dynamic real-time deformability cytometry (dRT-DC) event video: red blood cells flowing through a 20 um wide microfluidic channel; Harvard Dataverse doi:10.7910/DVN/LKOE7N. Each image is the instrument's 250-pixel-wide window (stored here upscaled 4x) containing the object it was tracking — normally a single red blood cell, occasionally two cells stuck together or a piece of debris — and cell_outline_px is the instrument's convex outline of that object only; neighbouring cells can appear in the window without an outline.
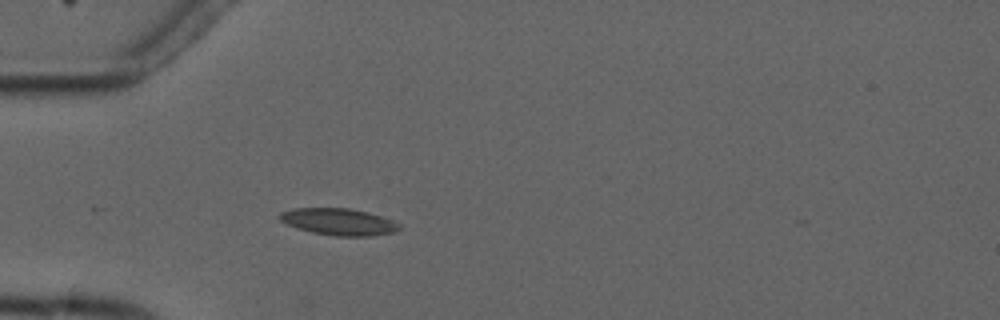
{"species": "common noctule bat (a hibernating species)", "species_latin": "Nyctalus noctula", "temperature_condition": "cold", "stored_images_in_passage": 3, "camera_frame_rate_fps": 3000, "um_per_image_px": 0.085, "animal": {"sex": "male", "forearm_length_mm": 52.5}, "frame": {"image": 1, "passage_image": 3, "time_ms": 3.667, "image_size_px": [1000, 320], "cell_outline_px": [[400, 228], [392, 232], [372, 236], [332, 236], [312, 232], [296, 228], [280, 220], [276, 216], [280, 212], [292, 208], [348, 208], [368, 212], [392, 220], [400, 224]], "centroid_in_image_um": [28.74, 18.85], "position_along_channel_um": 56.3, "area_um2": 18.73}}